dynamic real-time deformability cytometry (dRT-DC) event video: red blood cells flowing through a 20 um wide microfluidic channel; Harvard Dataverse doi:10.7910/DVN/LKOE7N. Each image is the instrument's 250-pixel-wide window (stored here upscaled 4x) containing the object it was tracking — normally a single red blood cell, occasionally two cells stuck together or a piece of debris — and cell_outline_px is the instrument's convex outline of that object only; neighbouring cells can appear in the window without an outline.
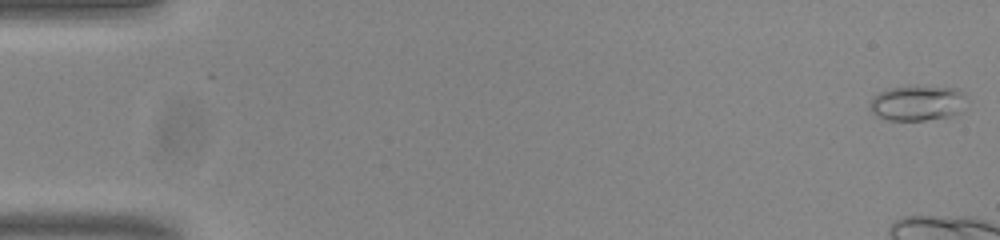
{"species": "common noctule bat (a hibernating species)", "species_latin": "Nyctalus noctula", "temperature_condition": "room temperature", "stored_images_in_passage": 10, "camera_frame_rate_fps": 3000, "um_per_image_px": 0.085, "animal": {"sex": "male", "body_mass_g": 20.0, "forearm_length_mm": 53.3}, "frame": {"image": 1, "passage_image": 1, "time_ms": 0.0, "image_size_px": [1000, 240], "cell_outline_px": [[964, 96], [960, 112], [952, 116], [924, 120], [888, 120], [876, 116], [872, 112], [868, 104], [880, 92], [888, 88], [956, 88], [964, 92]], "centroid_in_image_um": [77.95, 8.8], "position_along_channel_um": 7.1, "area_um2": 19.19}}